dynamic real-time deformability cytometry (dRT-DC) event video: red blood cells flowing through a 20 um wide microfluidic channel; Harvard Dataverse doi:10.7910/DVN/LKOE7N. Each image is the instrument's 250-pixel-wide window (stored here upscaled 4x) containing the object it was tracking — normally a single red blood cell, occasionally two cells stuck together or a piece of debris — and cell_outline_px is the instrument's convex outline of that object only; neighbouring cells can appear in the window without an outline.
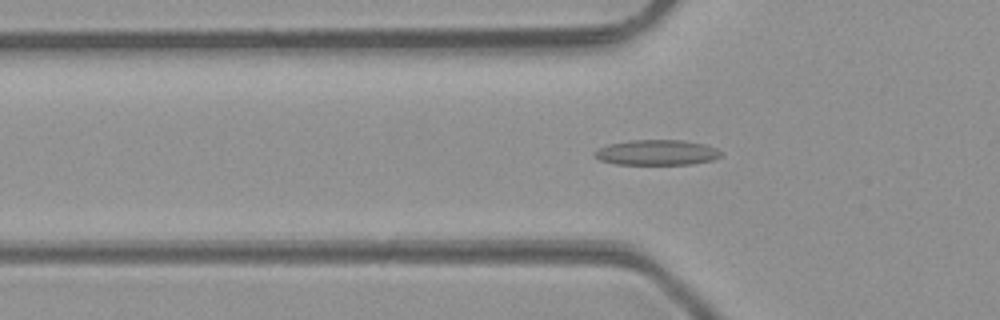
{"species": "common noctule bat (a hibernating species)", "species_latin": "Nyctalus noctula", "temperature_condition": "room temperature", "stored_images_in_passage": 48, "camera_frame_rate_fps": 3000, "um_per_image_px": 0.085, "animal": {"sex": "male", "body_mass_g": 23.1, "forearm_length_mm": 52.7}, "frame": {"image": 1, "passage_image": 16, "time_ms": 5.0, "image_size_px": [1000, 320], "cell_outline_px": [[724, 152], [720, 156], [712, 160], [692, 164], [616, 164], [600, 160], [592, 156], [592, 152], [608, 144], [632, 140], [684, 140], [704, 144], [716, 148]], "centroid_in_image_um": [55.82, 12.96], "position_along_channel_um": 70.0, "area_um2": 18.73}}
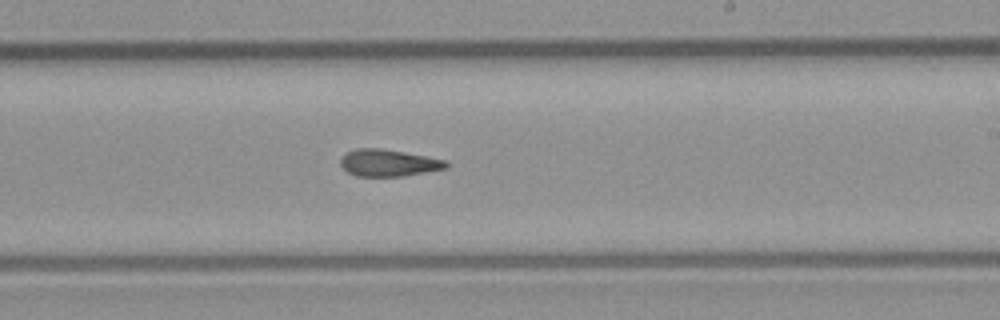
{"frame": {"image": 2, "passage_image": 29, "time_ms": 9.333, "image_size_px": [1000, 320], "cell_outline_px": [[448, 168], [404, 176], [356, 176], [348, 172], [340, 164], [340, 156], [356, 148], [380, 148], [404, 152], [448, 160]], "centroid_in_image_um": [33.03, 13.84], "position_along_channel_um": 256.0, "area_um2": 16.65}}
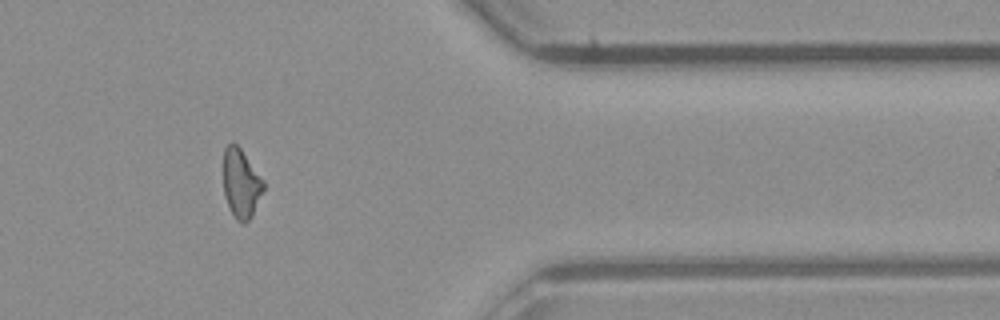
{"frame": {"image": 3, "passage_image": 40, "time_ms": 13.0, "image_size_px": [1000, 320], "cell_outline_px": [[264, 188], [252, 216], [244, 224], [236, 220], [224, 196], [224, 148], [232, 140], [240, 148], [264, 180]], "centroid_in_image_um": [20.49, 15.58], "position_along_channel_um": 390.9, "area_um2": 16.01}, "authors_computed_cell_mechanics": {"area_um2": 17.1377, "velocity_mm_per_s": 4.2632, "shape_relaxation_time_tau1_ms": null, "shape_relaxation_time_tau2_ms": 5.9163, "deformation_change_tau1": null, "deformation_change_tau2": 0.17}}